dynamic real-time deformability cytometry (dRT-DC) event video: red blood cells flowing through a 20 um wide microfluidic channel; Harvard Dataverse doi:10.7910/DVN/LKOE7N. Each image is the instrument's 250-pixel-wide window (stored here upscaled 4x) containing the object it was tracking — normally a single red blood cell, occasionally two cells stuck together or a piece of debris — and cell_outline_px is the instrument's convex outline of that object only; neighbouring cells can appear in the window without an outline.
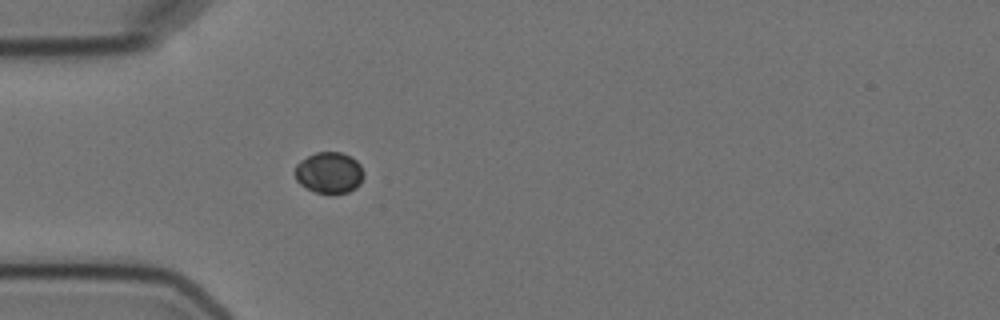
{"species": "Egyptian fruit bat (a non-hibernating species)", "species_latin": "Rousettus aegyptiacus", "temperature_condition": "cold", "stored_images_in_passage": 5, "camera_frame_rate_fps": 3000, "um_per_image_px": 0.085, "animal": {"sex": "female"}, "frame": {"image": 1, "passage_image": 5, "time_ms": 4.667, "image_size_px": [1000, 320], "cell_outline_px": [[364, 176], [360, 184], [356, 188], [348, 192], [316, 192], [300, 184], [296, 180], [296, 164], [300, 160], [316, 152], [340, 152], [352, 156], [360, 164], [364, 172]], "centroid_in_image_um": [28.01, 14.65], "position_along_channel_um": 57.0, "area_um2": 16.42}}